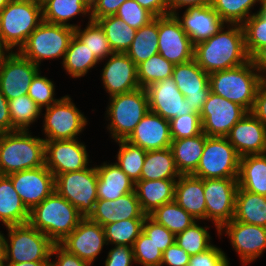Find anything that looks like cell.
Masks as SVG:
<instances>
[{"instance_id": "cell-1", "label": "cell", "mask_w": 266, "mask_h": 266, "mask_svg": "<svg viewBox=\"0 0 266 266\" xmlns=\"http://www.w3.org/2000/svg\"><path fill=\"white\" fill-rule=\"evenodd\" d=\"M194 59L207 74L234 68L248 62L250 57L245 47L243 26L240 24L224 25L212 37L196 43Z\"/></svg>"}, {"instance_id": "cell-2", "label": "cell", "mask_w": 266, "mask_h": 266, "mask_svg": "<svg viewBox=\"0 0 266 266\" xmlns=\"http://www.w3.org/2000/svg\"><path fill=\"white\" fill-rule=\"evenodd\" d=\"M45 165V140L29 130L0 134V175Z\"/></svg>"}, {"instance_id": "cell-3", "label": "cell", "mask_w": 266, "mask_h": 266, "mask_svg": "<svg viewBox=\"0 0 266 266\" xmlns=\"http://www.w3.org/2000/svg\"><path fill=\"white\" fill-rule=\"evenodd\" d=\"M83 218L78 209L54 191L30 211L29 223L59 244Z\"/></svg>"}, {"instance_id": "cell-4", "label": "cell", "mask_w": 266, "mask_h": 266, "mask_svg": "<svg viewBox=\"0 0 266 266\" xmlns=\"http://www.w3.org/2000/svg\"><path fill=\"white\" fill-rule=\"evenodd\" d=\"M264 80L251 59L240 66L209 74L211 92L241 105L248 112Z\"/></svg>"}, {"instance_id": "cell-5", "label": "cell", "mask_w": 266, "mask_h": 266, "mask_svg": "<svg viewBox=\"0 0 266 266\" xmlns=\"http://www.w3.org/2000/svg\"><path fill=\"white\" fill-rule=\"evenodd\" d=\"M42 21L40 0H11L0 12L1 39L10 51H19Z\"/></svg>"}, {"instance_id": "cell-6", "label": "cell", "mask_w": 266, "mask_h": 266, "mask_svg": "<svg viewBox=\"0 0 266 266\" xmlns=\"http://www.w3.org/2000/svg\"><path fill=\"white\" fill-rule=\"evenodd\" d=\"M4 236L5 263L50 262L54 243L29 222L6 227Z\"/></svg>"}, {"instance_id": "cell-7", "label": "cell", "mask_w": 266, "mask_h": 266, "mask_svg": "<svg viewBox=\"0 0 266 266\" xmlns=\"http://www.w3.org/2000/svg\"><path fill=\"white\" fill-rule=\"evenodd\" d=\"M106 114L111 137L126 140L140 120L149 111V98L145 88L111 96Z\"/></svg>"}, {"instance_id": "cell-8", "label": "cell", "mask_w": 266, "mask_h": 266, "mask_svg": "<svg viewBox=\"0 0 266 266\" xmlns=\"http://www.w3.org/2000/svg\"><path fill=\"white\" fill-rule=\"evenodd\" d=\"M73 35L71 27L42 21L19 52L38 67L44 59L63 60Z\"/></svg>"}, {"instance_id": "cell-9", "label": "cell", "mask_w": 266, "mask_h": 266, "mask_svg": "<svg viewBox=\"0 0 266 266\" xmlns=\"http://www.w3.org/2000/svg\"><path fill=\"white\" fill-rule=\"evenodd\" d=\"M240 155L226 137H208L196 171L202 179L238 178Z\"/></svg>"}, {"instance_id": "cell-10", "label": "cell", "mask_w": 266, "mask_h": 266, "mask_svg": "<svg viewBox=\"0 0 266 266\" xmlns=\"http://www.w3.org/2000/svg\"><path fill=\"white\" fill-rule=\"evenodd\" d=\"M97 182L98 173L95 165L80 171L57 175L55 191L78 209L84 217H88L98 199Z\"/></svg>"}, {"instance_id": "cell-11", "label": "cell", "mask_w": 266, "mask_h": 266, "mask_svg": "<svg viewBox=\"0 0 266 266\" xmlns=\"http://www.w3.org/2000/svg\"><path fill=\"white\" fill-rule=\"evenodd\" d=\"M71 100L70 96L65 95L45 108L44 140H72L82 133L88 120Z\"/></svg>"}, {"instance_id": "cell-12", "label": "cell", "mask_w": 266, "mask_h": 266, "mask_svg": "<svg viewBox=\"0 0 266 266\" xmlns=\"http://www.w3.org/2000/svg\"><path fill=\"white\" fill-rule=\"evenodd\" d=\"M237 178L204 179L206 220L219 229L234 218Z\"/></svg>"}, {"instance_id": "cell-13", "label": "cell", "mask_w": 266, "mask_h": 266, "mask_svg": "<svg viewBox=\"0 0 266 266\" xmlns=\"http://www.w3.org/2000/svg\"><path fill=\"white\" fill-rule=\"evenodd\" d=\"M247 112L241 105L210 92L199 113L202 131L208 137H226Z\"/></svg>"}, {"instance_id": "cell-14", "label": "cell", "mask_w": 266, "mask_h": 266, "mask_svg": "<svg viewBox=\"0 0 266 266\" xmlns=\"http://www.w3.org/2000/svg\"><path fill=\"white\" fill-rule=\"evenodd\" d=\"M158 53L174 65L194 58V44L174 14L158 16Z\"/></svg>"}, {"instance_id": "cell-15", "label": "cell", "mask_w": 266, "mask_h": 266, "mask_svg": "<svg viewBox=\"0 0 266 266\" xmlns=\"http://www.w3.org/2000/svg\"><path fill=\"white\" fill-rule=\"evenodd\" d=\"M40 67L19 51H10L0 61V91L7 100L28 94L30 84Z\"/></svg>"}, {"instance_id": "cell-16", "label": "cell", "mask_w": 266, "mask_h": 266, "mask_svg": "<svg viewBox=\"0 0 266 266\" xmlns=\"http://www.w3.org/2000/svg\"><path fill=\"white\" fill-rule=\"evenodd\" d=\"M45 166L55 177L86 169L90 165L85 144L78 139L45 140Z\"/></svg>"}, {"instance_id": "cell-17", "label": "cell", "mask_w": 266, "mask_h": 266, "mask_svg": "<svg viewBox=\"0 0 266 266\" xmlns=\"http://www.w3.org/2000/svg\"><path fill=\"white\" fill-rule=\"evenodd\" d=\"M224 231L243 266L256 260L266 250V227L232 219L219 229L218 236Z\"/></svg>"}, {"instance_id": "cell-18", "label": "cell", "mask_w": 266, "mask_h": 266, "mask_svg": "<svg viewBox=\"0 0 266 266\" xmlns=\"http://www.w3.org/2000/svg\"><path fill=\"white\" fill-rule=\"evenodd\" d=\"M7 176L29 211L55 191V176L45 165Z\"/></svg>"}, {"instance_id": "cell-19", "label": "cell", "mask_w": 266, "mask_h": 266, "mask_svg": "<svg viewBox=\"0 0 266 266\" xmlns=\"http://www.w3.org/2000/svg\"><path fill=\"white\" fill-rule=\"evenodd\" d=\"M105 244L107 245L104 227L88 217H84L75 230L59 243L67 252L91 265Z\"/></svg>"}, {"instance_id": "cell-20", "label": "cell", "mask_w": 266, "mask_h": 266, "mask_svg": "<svg viewBox=\"0 0 266 266\" xmlns=\"http://www.w3.org/2000/svg\"><path fill=\"white\" fill-rule=\"evenodd\" d=\"M172 77L191 109L200 113L210 91L209 74L193 58L174 66Z\"/></svg>"}, {"instance_id": "cell-21", "label": "cell", "mask_w": 266, "mask_h": 266, "mask_svg": "<svg viewBox=\"0 0 266 266\" xmlns=\"http://www.w3.org/2000/svg\"><path fill=\"white\" fill-rule=\"evenodd\" d=\"M108 58L101 80L109 97L140 88L137 65L126 53L114 52Z\"/></svg>"}, {"instance_id": "cell-22", "label": "cell", "mask_w": 266, "mask_h": 266, "mask_svg": "<svg viewBox=\"0 0 266 266\" xmlns=\"http://www.w3.org/2000/svg\"><path fill=\"white\" fill-rule=\"evenodd\" d=\"M149 110L171 120L174 117L193 113L185 96L179 91L173 77L156 82L146 88Z\"/></svg>"}, {"instance_id": "cell-23", "label": "cell", "mask_w": 266, "mask_h": 266, "mask_svg": "<svg viewBox=\"0 0 266 266\" xmlns=\"http://www.w3.org/2000/svg\"><path fill=\"white\" fill-rule=\"evenodd\" d=\"M240 157L266 153V127L247 112L226 136Z\"/></svg>"}, {"instance_id": "cell-24", "label": "cell", "mask_w": 266, "mask_h": 266, "mask_svg": "<svg viewBox=\"0 0 266 266\" xmlns=\"http://www.w3.org/2000/svg\"><path fill=\"white\" fill-rule=\"evenodd\" d=\"M126 140L145 151L170 148V122L149 110Z\"/></svg>"}, {"instance_id": "cell-25", "label": "cell", "mask_w": 266, "mask_h": 266, "mask_svg": "<svg viewBox=\"0 0 266 266\" xmlns=\"http://www.w3.org/2000/svg\"><path fill=\"white\" fill-rule=\"evenodd\" d=\"M136 192H130L116 200L97 199L88 218L101 226L127 219H145Z\"/></svg>"}, {"instance_id": "cell-26", "label": "cell", "mask_w": 266, "mask_h": 266, "mask_svg": "<svg viewBox=\"0 0 266 266\" xmlns=\"http://www.w3.org/2000/svg\"><path fill=\"white\" fill-rule=\"evenodd\" d=\"M174 15L194 45L212 37L226 24L211 5L187 7L182 18L179 12Z\"/></svg>"}, {"instance_id": "cell-27", "label": "cell", "mask_w": 266, "mask_h": 266, "mask_svg": "<svg viewBox=\"0 0 266 266\" xmlns=\"http://www.w3.org/2000/svg\"><path fill=\"white\" fill-rule=\"evenodd\" d=\"M175 202L198 220H206L204 179L181 175L175 185Z\"/></svg>"}, {"instance_id": "cell-28", "label": "cell", "mask_w": 266, "mask_h": 266, "mask_svg": "<svg viewBox=\"0 0 266 266\" xmlns=\"http://www.w3.org/2000/svg\"><path fill=\"white\" fill-rule=\"evenodd\" d=\"M98 199L116 200L119 197L134 192L135 183L120 169L116 163H106L97 166Z\"/></svg>"}, {"instance_id": "cell-29", "label": "cell", "mask_w": 266, "mask_h": 266, "mask_svg": "<svg viewBox=\"0 0 266 266\" xmlns=\"http://www.w3.org/2000/svg\"><path fill=\"white\" fill-rule=\"evenodd\" d=\"M177 179L139 180L134 191L143 212L148 216L156 208L174 201Z\"/></svg>"}, {"instance_id": "cell-30", "label": "cell", "mask_w": 266, "mask_h": 266, "mask_svg": "<svg viewBox=\"0 0 266 266\" xmlns=\"http://www.w3.org/2000/svg\"><path fill=\"white\" fill-rule=\"evenodd\" d=\"M42 19L51 24H58L75 29L79 25L70 24L75 16H89L91 21L90 0H41Z\"/></svg>"}, {"instance_id": "cell-31", "label": "cell", "mask_w": 266, "mask_h": 266, "mask_svg": "<svg viewBox=\"0 0 266 266\" xmlns=\"http://www.w3.org/2000/svg\"><path fill=\"white\" fill-rule=\"evenodd\" d=\"M30 211L7 175H0V221L5 227L29 222Z\"/></svg>"}, {"instance_id": "cell-32", "label": "cell", "mask_w": 266, "mask_h": 266, "mask_svg": "<svg viewBox=\"0 0 266 266\" xmlns=\"http://www.w3.org/2000/svg\"><path fill=\"white\" fill-rule=\"evenodd\" d=\"M205 141V133L194 137L172 139L170 148L180 175H191L196 171L204 150Z\"/></svg>"}, {"instance_id": "cell-33", "label": "cell", "mask_w": 266, "mask_h": 266, "mask_svg": "<svg viewBox=\"0 0 266 266\" xmlns=\"http://www.w3.org/2000/svg\"><path fill=\"white\" fill-rule=\"evenodd\" d=\"M238 187L266 196V153L240 158Z\"/></svg>"}, {"instance_id": "cell-34", "label": "cell", "mask_w": 266, "mask_h": 266, "mask_svg": "<svg viewBox=\"0 0 266 266\" xmlns=\"http://www.w3.org/2000/svg\"><path fill=\"white\" fill-rule=\"evenodd\" d=\"M233 220L266 227V196L238 187Z\"/></svg>"}, {"instance_id": "cell-35", "label": "cell", "mask_w": 266, "mask_h": 266, "mask_svg": "<svg viewBox=\"0 0 266 266\" xmlns=\"http://www.w3.org/2000/svg\"><path fill=\"white\" fill-rule=\"evenodd\" d=\"M180 176L171 148L146 152L140 180L178 179Z\"/></svg>"}, {"instance_id": "cell-36", "label": "cell", "mask_w": 266, "mask_h": 266, "mask_svg": "<svg viewBox=\"0 0 266 266\" xmlns=\"http://www.w3.org/2000/svg\"><path fill=\"white\" fill-rule=\"evenodd\" d=\"M100 61L75 34L70 40L62 65L72 78L85 76Z\"/></svg>"}, {"instance_id": "cell-37", "label": "cell", "mask_w": 266, "mask_h": 266, "mask_svg": "<svg viewBox=\"0 0 266 266\" xmlns=\"http://www.w3.org/2000/svg\"><path fill=\"white\" fill-rule=\"evenodd\" d=\"M158 53V17L136 30V35L126 54L138 66Z\"/></svg>"}, {"instance_id": "cell-38", "label": "cell", "mask_w": 266, "mask_h": 266, "mask_svg": "<svg viewBox=\"0 0 266 266\" xmlns=\"http://www.w3.org/2000/svg\"><path fill=\"white\" fill-rule=\"evenodd\" d=\"M97 22L103 28L112 51L126 53L136 35V29L116 15L99 18Z\"/></svg>"}, {"instance_id": "cell-39", "label": "cell", "mask_w": 266, "mask_h": 266, "mask_svg": "<svg viewBox=\"0 0 266 266\" xmlns=\"http://www.w3.org/2000/svg\"><path fill=\"white\" fill-rule=\"evenodd\" d=\"M148 216L175 235L196 222V219L179 206L175 200L156 208Z\"/></svg>"}, {"instance_id": "cell-40", "label": "cell", "mask_w": 266, "mask_h": 266, "mask_svg": "<svg viewBox=\"0 0 266 266\" xmlns=\"http://www.w3.org/2000/svg\"><path fill=\"white\" fill-rule=\"evenodd\" d=\"M74 34L93 52L96 58L102 62L114 53L106 38L103 28L97 21H88L84 29L79 25L74 29Z\"/></svg>"}, {"instance_id": "cell-41", "label": "cell", "mask_w": 266, "mask_h": 266, "mask_svg": "<svg viewBox=\"0 0 266 266\" xmlns=\"http://www.w3.org/2000/svg\"><path fill=\"white\" fill-rule=\"evenodd\" d=\"M8 104L12 127L15 130H28L43 112L27 94L8 100Z\"/></svg>"}, {"instance_id": "cell-42", "label": "cell", "mask_w": 266, "mask_h": 266, "mask_svg": "<svg viewBox=\"0 0 266 266\" xmlns=\"http://www.w3.org/2000/svg\"><path fill=\"white\" fill-rule=\"evenodd\" d=\"M119 144L117 162H115L128 177L136 183L140 180L146 152L141 147L129 143L127 140L115 141Z\"/></svg>"}, {"instance_id": "cell-43", "label": "cell", "mask_w": 266, "mask_h": 266, "mask_svg": "<svg viewBox=\"0 0 266 266\" xmlns=\"http://www.w3.org/2000/svg\"><path fill=\"white\" fill-rule=\"evenodd\" d=\"M174 66L159 53L151 56L137 66L140 87L146 89L156 82L172 77Z\"/></svg>"}, {"instance_id": "cell-44", "label": "cell", "mask_w": 266, "mask_h": 266, "mask_svg": "<svg viewBox=\"0 0 266 266\" xmlns=\"http://www.w3.org/2000/svg\"><path fill=\"white\" fill-rule=\"evenodd\" d=\"M144 219H127L104 226L107 245H128L133 247L143 231Z\"/></svg>"}, {"instance_id": "cell-45", "label": "cell", "mask_w": 266, "mask_h": 266, "mask_svg": "<svg viewBox=\"0 0 266 266\" xmlns=\"http://www.w3.org/2000/svg\"><path fill=\"white\" fill-rule=\"evenodd\" d=\"M260 0H212L213 10L226 24L242 25L250 16L253 7Z\"/></svg>"}, {"instance_id": "cell-46", "label": "cell", "mask_w": 266, "mask_h": 266, "mask_svg": "<svg viewBox=\"0 0 266 266\" xmlns=\"http://www.w3.org/2000/svg\"><path fill=\"white\" fill-rule=\"evenodd\" d=\"M196 221L184 231L176 234L175 243L181 247L189 256L203 253L213 246L208 226H199Z\"/></svg>"}, {"instance_id": "cell-47", "label": "cell", "mask_w": 266, "mask_h": 266, "mask_svg": "<svg viewBox=\"0 0 266 266\" xmlns=\"http://www.w3.org/2000/svg\"><path fill=\"white\" fill-rule=\"evenodd\" d=\"M245 47L251 58L266 45V17L259 11L253 13L243 24Z\"/></svg>"}, {"instance_id": "cell-48", "label": "cell", "mask_w": 266, "mask_h": 266, "mask_svg": "<svg viewBox=\"0 0 266 266\" xmlns=\"http://www.w3.org/2000/svg\"><path fill=\"white\" fill-rule=\"evenodd\" d=\"M134 261L142 266H161L162 252L142 231L133 245Z\"/></svg>"}, {"instance_id": "cell-49", "label": "cell", "mask_w": 266, "mask_h": 266, "mask_svg": "<svg viewBox=\"0 0 266 266\" xmlns=\"http://www.w3.org/2000/svg\"><path fill=\"white\" fill-rule=\"evenodd\" d=\"M27 95L30 96L41 109H43V107H50L59 100L54 97L55 84L46 76H42L40 71L33 78Z\"/></svg>"}, {"instance_id": "cell-50", "label": "cell", "mask_w": 266, "mask_h": 266, "mask_svg": "<svg viewBox=\"0 0 266 266\" xmlns=\"http://www.w3.org/2000/svg\"><path fill=\"white\" fill-rule=\"evenodd\" d=\"M169 122L172 139L194 137L203 133L201 117L196 112L174 117Z\"/></svg>"}, {"instance_id": "cell-51", "label": "cell", "mask_w": 266, "mask_h": 266, "mask_svg": "<svg viewBox=\"0 0 266 266\" xmlns=\"http://www.w3.org/2000/svg\"><path fill=\"white\" fill-rule=\"evenodd\" d=\"M115 15L136 30L144 25H147L155 18L148 10L140 6L135 0L124 1Z\"/></svg>"}, {"instance_id": "cell-52", "label": "cell", "mask_w": 266, "mask_h": 266, "mask_svg": "<svg viewBox=\"0 0 266 266\" xmlns=\"http://www.w3.org/2000/svg\"><path fill=\"white\" fill-rule=\"evenodd\" d=\"M143 232L157 245L163 253L169 246L176 241V235L166 229L163 225L156 223L149 216L143 222Z\"/></svg>"}, {"instance_id": "cell-53", "label": "cell", "mask_w": 266, "mask_h": 266, "mask_svg": "<svg viewBox=\"0 0 266 266\" xmlns=\"http://www.w3.org/2000/svg\"><path fill=\"white\" fill-rule=\"evenodd\" d=\"M188 266H230V263L224 251L213 245L203 253L190 256Z\"/></svg>"}, {"instance_id": "cell-54", "label": "cell", "mask_w": 266, "mask_h": 266, "mask_svg": "<svg viewBox=\"0 0 266 266\" xmlns=\"http://www.w3.org/2000/svg\"><path fill=\"white\" fill-rule=\"evenodd\" d=\"M104 262L105 266H132V263H135L133 247L128 245H115L108 252Z\"/></svg>"}, {"instance_id": "cell-55", "label": "cell", "mask_w": 266, "mask_h": 266, "mask_svg": "<svg viewBox=\"0 0 266 266\" xmlns=\"http://www.w3.org/2000/svg\"><path fill=\"white\" fill-rule=\"evenodd\" d=\"M124 1L126 0H90L91 20L97 21L99 18L115 15Z\"/></svg>"}, {"instance_id": "cell-56", "label": "cell", "mask_w": 266, "mask_h": 266, "mask_svg": "<svg viewBox=\"0 0 266 266\" xmlns=\"http://www.w3.org/2000/svg\"><path fill=\"white\" fill-rule=\"evenodd\" d=\"M53 255L57 258L55 261L50 260L49 266H91V264L83 261L76 255L67 252L59 244H54L52 246L50 257Z\"/></svg>"}, {"instance_id": "cell-57", "label": "cell", "mask_w": 266, "mask_h": 266, "mask_svg": "<svg viewBox=\"0 0 266 266\" xmlns=\"http://www.w3.org/2000/svg\"><path fill=\"white\" fill-rule=\"evenodd\" d=\"M189 261V254L174 243L163 252L161 266H188Z\"/></svg>"}, {"instance_id": "cell-58", "label": "cell", "mask_w": 266, "mask_h": 266, "mask_svg": "<svg viewBox=\"0 0 266 266\" xmlns=\"http://www.w3.org/2000/svg\"><path fill=\"white\" fill-rule=\"evenodd\" d=\"M250 112L266 127V80L259 86Z\"/></svg>"}, {"instance_id": "cell-59", "label": "cell", "mask_w": 266, "mask_h": 266, "mask_svg": "<svg viewBox=\"0 0 266 266\" xmlns=\"http://www.w3.org/2000/svg\"><path fill=\"white\" fill-rule=\"evenodd\" d=\"M140 6L148 10L154 17L169 14L168 0H135Z\"/></svg>"}, {"instance_id": "cell-60", "label": "cell", "mask_w": 266, "mask_h": 266, "mask_svg": "<svg viewBox=\"0 0 266 266\" xmlns=\"http://www.w3.org/2000/svg\"><path fill=\"white\" fill-rule=\"evenodd\" d=\"M15 131L9 113L7 98L0 91V134Z\"/></svg>"}, {"instance_id": "cell-61", "label": "cell", "mask_w": 266, "mask_h": 266, "mask_svg": "<svg viewBox=\"0 0 266 266\" xmlns=\"http://www.w3.org/2000/svg\"><path fill=\"white\" fill-rule=\"evenodd\" d=\"M169 14H175L181 7L208 6L212 0H168Z\"/></svg>"}, {"instance_id": "cell-62", "label": "cell", "mask_w": 266, "mask_h": 266, "mask_svg": "<svg viewBox=\"0 0 266 266\" xmlns=\"http://www.w3.org/2000/svg\"><path fill=\"white\" fill-rule=\"evenodd\" d=\"M250 59L259 73L266 78V45L260 48Z\"/></svg>"}, {"instance_id": "cell-63", "label": "cell", "mask_w": 266, "mask_h": 266, "mask_svg": "<svg viewBox=\"0 0 266 266\" xmlns=\"http://www.w3.org/2000/svg\"><path fill=\"white\" fill-rule=\"evenodd\" d=\"M50 262L5 263V266H49Z\"/></svg>"}, {"instance_id": "cell-64", "label": "cell", "mask_w": 266, "mask_h": 266, "mask_svg": "<svg viewBox=\"0 0 266 266\" xmlns=\"http://www.w3.org/2000/svg\"><path fill=\"white\" fill-rule=\"evenodd\" d=\"M10 52L8 47L3 43L0 36V61Z\"/></svg>"}, {"instance_id": "cell-65", "label": "cell", "mask_w": 266, "mask_h": 266, "mask_svg": "<svg viewBox=\"0 0 266 266\" xmlns=\"http://www.w3.org/2000/svg\"><path fill=\"white\" fill-rule=\"evenodd\" d=\"M259 4L260 8L258 11L266 17V0H260Z\"/></svg>"}, {"instance_id": "cell-66", "label": "cell", "mask_w": 266, "mask_h": 266, "mask_svg": "<svg viewBox=\"0 0 266 266\" xmlns=\"http://www.w3.org/2000/svg\"><path fill=\"white\" fill-rule=\"evenodd\" d=\"M4 234L0 232V258H4Z\"/></svg>"}, {"instance_id": "cell-67", "label": "cell", "mask_w": 266, "mask_h": 266, "mask_svg": "<svg viewBox=\"0 0 266 266\" xmlns=\"http://www.w3.org/2000/svg\"><path fill=\"white\" fill-rule=\"evenodd\" d=\"M11 0H0V12L7 6Z\"/></svg>"}, {"instance_id": "cell-68", "label": "cell", "mask_w": 266, "mask_h": 266, "mask_svg": "<svg viewBox=\"0 0 266 266\" xmlns=\"http://www.w3.org/2000/svg\"><path fill=\"white\" fill-rule=\"evenodd\" d=\"M0 266H5L4 258H0Z\"/></svg>"}]
</instances>
